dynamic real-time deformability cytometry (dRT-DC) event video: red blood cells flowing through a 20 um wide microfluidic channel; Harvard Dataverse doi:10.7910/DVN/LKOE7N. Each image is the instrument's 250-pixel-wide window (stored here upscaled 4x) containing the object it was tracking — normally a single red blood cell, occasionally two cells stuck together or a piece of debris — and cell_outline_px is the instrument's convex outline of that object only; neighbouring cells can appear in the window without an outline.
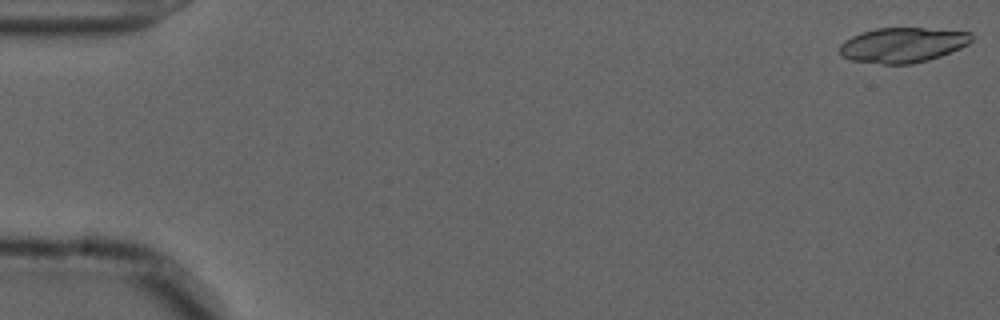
{"species": "common noctule bat (a hibernating species)", "species_latin": "Nyctalus noctula", "temperature_condition": "cold", "stored_images_in_passage": 19, "camera_frame_rate_fps": 3000, "um_per_image_px": 0.085, "animal": {"sex": "male", "forearm_length_mm": 52.5}, "frame": {"image": 1, "passage_image": 1, "time_ms": 0.0, "image_size_px": [1000, 320], "cell_outline_px": [[972, 40], [968, 44], [960, 48], [940, 56], [928, 60], [912, 64], [880, 64], [852, 60], [840, 56], [840, 44], [844, 40], [852, 36], [876, 28], [924, 28], [972, 32]], "centroid_in_image_um": [76.72, 3.83], "position_along_channel_um": 8.3, "area_um2": 26.88}}